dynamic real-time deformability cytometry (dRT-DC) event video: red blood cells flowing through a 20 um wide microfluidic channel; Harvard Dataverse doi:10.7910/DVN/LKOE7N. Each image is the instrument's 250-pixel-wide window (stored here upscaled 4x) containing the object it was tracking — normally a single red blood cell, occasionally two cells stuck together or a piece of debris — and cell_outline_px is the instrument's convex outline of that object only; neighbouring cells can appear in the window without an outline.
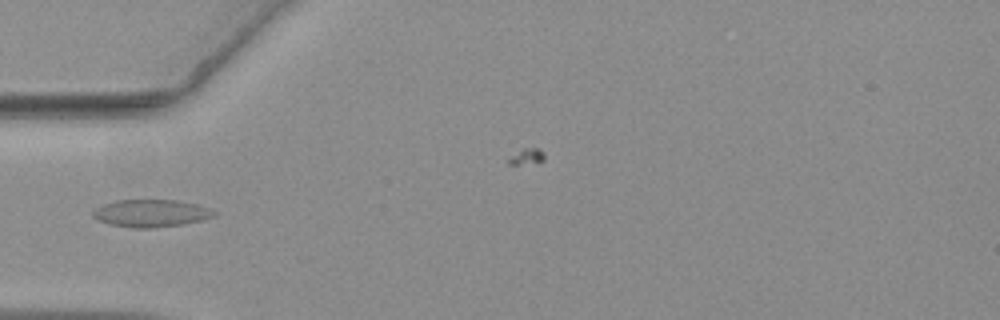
{"species": "common noctule bat (a hibernating species)", "species_latin": "Nyctalus noctula", "temperature_condition": "warm", "stored_images_in_passage": 27, "camera_frame_rate_fps": 3000, "um_per_image_px": 0.085, "animal": {"sex": "female", "body_mass_g": 19.3, "forearm_length_mm": 54.1}, "frame": {"image": 1, "passage_image": 1, "time_ms": 0.0, "image_size_px": [1000, 320], "cell_outline_px": [[220, 212], [216, 216], [200, 220], [180, 224], [152, 228], [132, 228], [108, 224], [92, 216], [92, 212], [96, 208], [104, 204], [116, 200], [176, 200], [196, 204]], "centroid_in_image_um": [12.85, 18.12], "position_along_channel_um": 72.2, "area_um2": 19.31}}
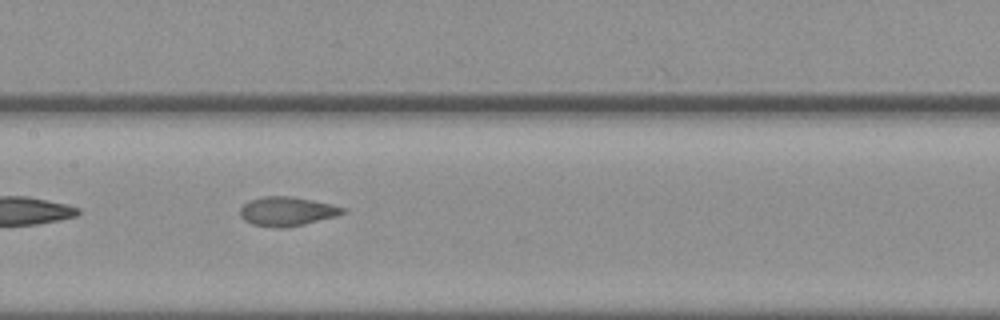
{"frame": {"image": 2, "passage_image": 10, "time_ms": 3.0, "image_size_px": [1000, 320], "cell_outline_px": [[348, 208], [344, 212], [336, 216], [304, 224], [284, 228], [276, 228], [252, 224], [244, 220], [240, 216], [240, 208], [248, 200], [264, 196], [292, 196], [332, 204]], "centroid_in_image_um": [24.38, 17.96], "position_along_channel_um": 183.0, "area_um2": 17.51}}
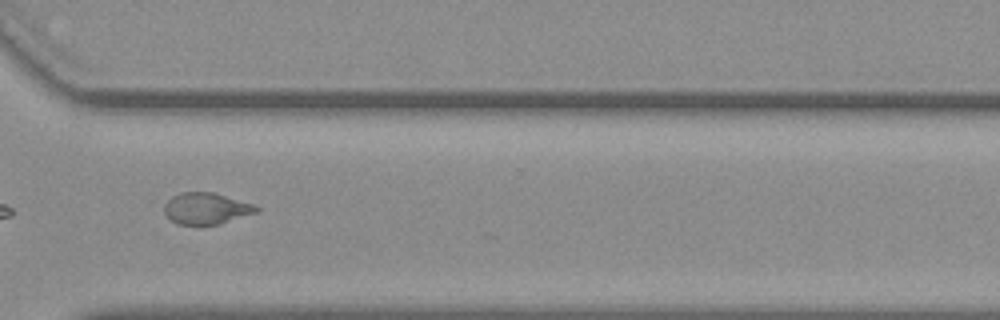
{"frame": {"image": 3, "passage_image": 24, "time_ms": 7.667, "image_size_px": [1000, 320], "cell_outline_px": [[260, 208], [256, 212], [220, 224], [200, 228], [196, 228], [176, 224], [164, 212], [164, 204], [172, 196], [180, 192], [212, 192], [252, 204]], "centroid_in_image_um": [17.47, 17.77], "position_along_channel_um": 353.1, "area_um2": 17.28}}